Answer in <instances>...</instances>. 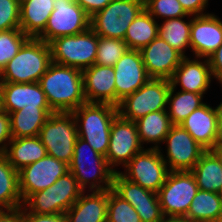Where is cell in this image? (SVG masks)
<instances>
[{"instance_id": "9a60e30c", "label": "cell", "mask_w": 222, "mask_h": 222, "mask_svg": "<svg viewBox=\"0 0 222 222\" xmlns=\"http://www.w3.org/2000/svg\"><path fill=\"white\" fill-rule=\"evenodd\" d=\"M67 172H69L68 164L49 155L23 167L18 171L23 202L31 194L49 188Z\"/></svg>"}, {"instance_id": "d590c367", "label": "cell", "mask_w": 222, "mask_h": 222, "mask_svg": "<svg viewBox=\"0 0 222 222\" xmlns=\"http://www.w3.org/2000/svg\"><path fill=\"white\" fill-rule=\"evenodd\" d=\"M28 39L21 29L0 31V73Z\"/></svg>"}, {"instance_id": "f6af8a7d", "label": "cell", "mask_w": 222, "mask_h": 222, "mask_svg": "<svg viewBox=\"0 0 222 222\" xmlns=\"http://www.w3.org/2000/svg\"><path fill=\"white\" fill-rule=\"evenodd\" d=\"M0 222H24L23 206L13 209H0Z\"/></svg>"}, {"instance_id": "484cf974", "label": "cell", "mask_w": 222, "mask_h": 222, "mask_svg": "<svg viewBox=\"0 0 222 222\" xmlns=\"http://www.w3.org/2000/svg\"><path fill=\"white\" fill-rule=\"evenodd\" d=\"M55 113L50 107H27L9 113L12 138L36 137L48 117Z\"/></svg>"}, {"instance_id": "6da1fadb", "label": "cell", "mask_w": 222, "mask_h": 222, "mask_svg": "<svg viewBox=\"0 0 222 222\" xmlns=\"http://www.w3.org/2000/svg\"><path fill=\"white\" fill-rule=\"evenodd\" d=\"M54 112L72 113L87 103L82 70L51 63L39 81Z\"/></svg>"}, {"instance_id": "7402d4cb", "label": "cell", "mask_w": 222, "mask_h": 222, "mask_svg": "<svg viewBox=\"0 0 222 222\" xmlns=\"http://www.w3.org/2000/svg\"><path fill=\"white\" fill-rule=\"evenodd\" d=\"M205 150H213L218 139V113L216 107L204 103L180 123Z\"/></svg>"}, {"instance_id": "ee69618b", "label": "cell", "mask_w": 222, "mask_h": 222, "mask_svg": "<svg viewBox=\"0 0 222 222\" xmlns=\"http://www.w3.org/2000/svg\"><path fill=\"white\" fill-rule=\"evenodd\" d=\"M90 17L104 9L112 0H74Z\"/></svg>"}, {"instance_id": "681fc988", "label": "cell", "mask_w": 222, "mask_h": 222, "mask_svg": "<svg viewBox=\"0 0 222 222\" xmlns=\"http://www.w3.org/2000/svg\"><path fill=\"white\" fill-rule=\"evenodd\" d=\"M222 87V85H221ZM217 113H218V120H222V102L218 106H216Z\"/></svg>"}, {"instance_id": "83f0119b", "label": "cell", "mask_w": 222, "mask_h": 222, "mask_svg": "<svg viewBox=\"0 0 222 222\" xmlns=\"http://www.w3.org/2000/svg\"><path fill=\"white\" fill-rule=\"evenodd\" d=\"M141 144H153L150 148L161 147L163 141L173 126L167 110L151 112L135 121Z\"/></svg>"}, {"instance_id": "2e32d148", "label": "cell", "mask_w": 222, "mask_h": 222, "mask_svg": "<svg viewBox=\"0 0 222 222\" xmlns=\"http://www.w3.org/2000/svg\"><path fill=\"white\" fill-rule=\"evenodd\" d=\"M112 190L136 210L141 222H159L164 217L157 193L131 182L120 172L114 173Z\"/></svg>"}, {"instance_id": "8d00e7d4", "label": "cell", "mask_w": 222, "mask_h": 222, "mask_svg": "<svg viewBox=\"0 0 222 222\" xmlns=\"http://www.w3.org/2000/svg\"><path fill=\"white\" fill-rule=\"evenodd\" d=\"M107 222H141V219L127 201L108 189Z\"/></svg>"}, {"instance_id": "5b68a950", "label": "cell", "mask_w": 222, "mask_h": 222, "mask_svg": "<svg viewBox=\"0 0 222 222\" xmlns=\"http://www.w3.org/2000/svg\"><path fill=\"white\" fill-rule=\"evenodd\" d=\"M84 191L69 171L49 188L31 194L23 207L36 214H65Z\"/></svg>"}, {"instance_id": "f546056e", "label": "cell", "mask_w": 222, "mask_h": 222, "mask_svg": "<svg viewBox=\"0 0 222 222\" xmlns=\"http://www.w3.org/2000/svg\"><path fill=\"white\" fill-rule=\"evenodd\" d=\"M158 36V21L144 8L129 25L124 37L128 49L141 50Z\"/></svg>"}, {"instance_id": "ba28073f", "label": "cell", "mask_w": 222, "mask_h": 222, "mask_svg": "<svg viewBox=\"0 0 222 222\" xmlns=\"http://www.w3.org/2000/svg\"><path fill=\"white\" fill-rule=\"evenodd\" d=\"M170 89L169 79L150 78L120 102L117 106L118 114L123 119L136 121L151 112L167 110Z\"/></svg>"}, {"instance_id": "f1b7e54d", "label": "cell", "mask_w": 222, "mask_h": 222, "mask_svg": "<svg viewBox=\"0 0 222 222\" xmlns=\"http://www.w3.org/2000/svg\"><path fill=\"white\" fill-rule=\"evenodd\" d=\"M191 172L200 190L222 192V161L213 150H206Z\"/></svg>"}, {"instance_id": "f35d334b", "label": "cell", "mask_w": 222, "mask_h": 222, "mask_svg": "<svg viewBox=\"0 0 222 222\" xmlns=\"http://www.w3.org/2000/svg\"><path fill=\"white\" fill-rule=\"evenodd\" d=\"M20 29V0H0V31Z\"/></svg>"}, {"instance_id": "f907efd6", "label": "cell", "mask_w": 222, "mask_h": 222, "mask_svg": "<svg viewBox=\"0 0 222 222\" xmlns=\"http://www.w3.org/2000/svg\"><path fill=\"white\" fill-rule=\"evenodd\" d=\"M215 222H222V212L219 214V216Z\"/></svg>"}, {"instance_id": "74e56055", "label": "cell", "mask_w": 222, "mask_h": 222, "mask_svg": "<svg viewBox=\"0 0 222 222\" xmlns=\"http://www.w3.org/2000/svg\"><path fill=\"white\" fill-rule=\"evenodd\" d=\"M144 8L158 21L188 16L179 0H144Z\"/></svg>"}, {"instance_id": "30bf717a", "label": "cell", "mask_w": 222, "mask_h": 222, "mask_svg": "<svg viewBox=\"0 0 222 222\" xmlns=\"http://www.w3.org/2000/svg\"><path fill=\"white\" fill-rule=\"evenodd\" d=\"M198 190L191 171H169L157 193L164 216H186Z\"/></svg>"}, {"instance_id": "7c38bea8", "label": "cell", "mask_w": 222, "mask_h": 222, "mask_svg": "<svg viewBox=\"0 0 222 222\" xmlns=\"http://www.w3.org/2000/svg\"><path fill=\"white\" fill-rule=\"evenodd\" d=\"M120 172L126 179L142 188L158 193L169 173L158 148H144Z\"/></svg>"}, {"instance_id": "bcb514c9", "label": "cell", "mask_w": 222, "mask_h": 222, "mask_svg": "<svg viewBox=\"0 0 222 222\" xmlns=\"http://www.w3.org/2000/svg\"><path fill=\"white\" fill-rule=\"evenodd\" d=\"M159 222H194L185 216H164Z\"/></svg>"}, {"instance_id": "836d02e7", "label": "cell", "mask_w": 222, "mask_h": 222, "mask_svg": "<svg viewBox=\"0 0 222 222\" xmlns=\"http://www.w3.org/2000/svg\"><path fill=\"white\" fill-rule=\"evenodd\" d=\"M203 94L170 89L167 102V112L173 125H180L191 112L202 106L205 102Z\"/></svg>"}, {"instance_id": "603a6c76", "label": "cell", "mask_w": 222, "mask_h": 222, "mask_svg": "<svg viewBox=\"0 0 222 222\" xmlns=\"http://www.w3.org/2000/svg\"><path fill=\"white\" fill-rule=\"evenodd\" d=\"M1 109L8 114L27 107H50L39 82H0Z\"/></svg>"}, {"instance_id": "7bdbcfd3", "label": "cell", "mask_w": 222, "mask_h": 222, "mask_svg": "<svg viewBox=\"0 0 222 222\" xmlns=\"http://www.w3.org/2000/svg\"><path fill=\"white\" fill-rule=\"evenodd\" d=\"M213 79L222 85V44L208 57Z\"/></svg>"}, {"instance_id": "cb8c5ba5", "label": "cell", "mask_w": 222, "mask_h": 222, "mask_svg": "<svg viewBox=\"0 0 222 222\" xmlns=\"http://www.w3.org/2000/svg\"><path fill=\"white\" fill-rule=\"evenodd\" d=\"M84 191L65 212L68 222H107L108 190Z\"/></svg>"}, {"instance_id": "e0dca14e", "label": "cell", "mask_w": 222, "mask_h": 222, "mask_svg": "<svg viewBox=\"0 0 222 222\" xmlns=\"http://www.w3.org/2000/svg\"><path fill=\"white\" fill-rule=\"evenodd\" d=\"M114 71L116 106L151 78L145 69L140 50L128 49L115 63Z\"/></svg>"}, {"instance_id": "3957f363", "label": "cell", "mask_w": 222, "mask_h": 222, "mask_svg": "<svg viewBox=\"0 0 222 222\" xmlns=\"http://www.w3.org/2000/svg\"><path fill=\"white\" fill-rule=\"evenodd\" d=\"M69 171L83 191L112 189L115 172L109 167L105 157L97 153L80 137L77 138L74 145V154L69 164Z\"/></svg>"}, {"instance_id": "9c48e42d", "label": "cell", "mask_w": 222, "mask_h": 222, "mask_svg": "<svg viewBox=\"0 0 222 222\" xmlns=\"http://www.w3.org/2000/svg\"><path fill=\"white\" fill-rule=\"evenodd\" d=\"M144 9V0H112L90 17V28L104 38L124 40L131 22Z\"/></svg>"}, {"instance_id": "ac0fdd59", "label": "cell", "mask_w": 222, "mask_h": 222, "mask_svg": "<svg viewBox=\"0 0 222 222\" xmlns=\"http://www.w3.org/2000/svg\"><path fill=\"white\" fill-rule=\"evenodd\" d=\"M183 57L172 77L169 79L171 87L197 94H207L213 77L208 58Z\"/></svg>"}, {"instance_id": "1f68e13d", "label": "cell", "mask_w": 222, "mask_h": 222, "mask_svg": "<svg viewBox=\"0 0 222 222\" xmlns=\"http://www.w3.org/2000/svg\"><path fill=\"white\" fill-rule=\"evenodd\" d=\"M23 206L19 189V174L4 154H0V209Z\"/></svg>"}, {"instance_id": "60d3db41", "label": "cell", "mask_w": 222, "mask_h": 222, "mask_svg": "<svg viewBox=\"0 0 222 222\" xmlns=\"http://www.w3.org/2000/svg\"><path fill=\"white\" fill-rule=\"evenodd\" d=\"M24 222H68L65 214L30 213L23 207Z\"/></svg>"}, {"instance_id": "8992f818", "label": "cell", "mask_w": 222, "mask_h": 222, "mask_svg": "<svg viewBox=\"0 0 222 222\" xmlns=\"http://www.w3.org/2000/svg\"><path fill=\"white\" fill-rule=\"evenodd\" d=\"M99 36L89 28L83 33L62 36L52 40V62L80 70L95 64Z\"/></svg>"}, {"instance_id": "d4e9b609", "label": "cell", "mask_w": 222, "mask_h": 222, "mask_svg": "<svg viewBox=\"0 0 222 222\" xmlns=\"http://www.w3.org/2000/svg\"><path fill=\"white\" fill-rule=\"evenodd\" d=\"M54 10V0H20V29L29 38H37Z\"/></svg>"}, {"instance_id": "ab89813d", "label": "cell", "mask_w": 222, "mask_h": 222, "mask_svg": "<svg viewBox=\"0 0 222 222\" xmlns=\"http://www.w3.org/2000/svg\"><path fill=\"white\" fill-rule=\"evenodd\" d=\"M11 140L10 116L5 110L0 109V154L5 153Z\"/></svg>"}, {"instance_id": "8fae6325", "label": "cell", "mask_w": 222, "mask_h": 222, "mask_svg": "<svg viewBox=\"0 0 222 222\" xmlns=\"http://www.w3.org/2000/svg\"><path fill=\"white\" fill-rule=\"evenodd\" d=\"M89 28L90 16L74 0H54V10L37 38L49 44L58 37L80 34Z\"/></svg>"}, {"instance_id": "7dc6e473", "label": "cell", "mask_w": 222, "mask_h": 222, "mask_svg": "<svg viewBox=\"0 0 222 222\" xmlns=\"http://www.w3.org/2000/svg\"><path fill=\"white\" fill-rule=\"evenodd\" d=\"M219 121L217 144H222V120Z\"/></svg>"}, {"instance_id": "c3c4849f", "label": "cell", "mask_w": 222, "mask_h": 222, "mask_svg": "<svg viewBox=\"0 0 222 222\" xmlns=\"http://www.w3.org/2000/svg\"><path fill=\"white\" fill-rule=\"evenodd\" d=\"M213 151L217 154V156L222 161V144H216V146L214 147Z\"/></svg>"}, {"instance_id": "4dcf8cb0", "label": "cell", "mask_w": 222, "mask_h": 222, "mask_svg": "<svg viewBox=\"0 0 222 222\" xmlns=\"http://www.w3.org/2000/svg\"><path fill=\"white\" fill-rule=\"evenodd\" d=\"M185 17H187L186 19L190 18L187 21L184 19ZM162 22V24L158 22V36L165 40L183 57H186V50L190 48L192 16L188 15L180 18H172L163 20Z\"/></svg>"}, {"instance_id": "4316f807", "label": "cell", "mask_w": 222, "mask_h": 222, "mask_svg": "<svg viewBox=\"0 0 222 222\" xmlns=\"http://www.w3.org/2000/svg\"><path fill=\"white\" fill-rule=\"evenodd\" d=\"M4 155L16 171L30 165L47 155L39 136L12 138Z\"/></svg>"}, {"instance_id": "816d5d0a", "label": "cell", "mask_w": 222, "mask_h": 222, "mask_svg": "<svg viewBox=\"0 0 222 222\" xmlns=\"http://www.w3.org/2000/svg\"><path fill=\"white\" fill-rule=\"evenodd\" d=\"M0 109H1V85H0Z\"/></svg>"}, {"instance_id": "b9f144b4", "label": "cell", "mask_w": 222, "mask_h": 222, "mask_svg": "<svg viewBox=\"0 0 222 222\" xmlns=\"http://www.w3.org/2000/svg\"><path fill=\"white\" fill-rule=\"evenodd\" d=\"M185 12L191 16L205 15L209 0H179ZM205 11V12H204Z\"/></svg>"}, {"instance_id": "52a82bcc", "label": "cell", "mask_w": 222, "mask_h": 222, "mask_svg": "<svg viewBox=\"0 0 222 222\" xmlns=\"http://www.w3.org/2000/svg\"><path fill=\"white\" fill-rule=\"evenodd\" d=\"M39 137L47 155L70 164L77 141V124L72 113L55 112L46 120Z\"/></svg>"}, {"instance_id": "4fadbf2b", "label": "cell", "mask_w": 222, "mask_h": 222, "mask_svg": "<svg viewBox=\"0 0 222 222\" xmlns=\"http://www.w3.org/2000/svg\"><path fill=\"white\" fill-rule=\"evenodd\" d=\"M144 147L140 142L135 121L123 119L118 114L111 123L109 146L105 157L109 167L115 173L121 172L118 167L121 165L124 168Z\"/></svg>"}, {"instance_id": "ffe728a7", "label": "cell", "mask_w": 222, "mask_h": 222, "mask_svg": "<svg viewBox=\"0 0 222 222\" xmlns=\"http://www.w3.org/2000/svg\"><path fill=\"white\" fill-rule=\"evenodd\" d=\"M140 52L145 69L151 78L170 79L183 58L159 36L144 46Z\"/></svg>"}, {"instance_id": "44dd1931", "label": "cell", "mask_w": 222, "mask_h": 222, "mask_svg": "<svg viewBox=\"0 0 222 222\" xmlns=\"http://www.w3.org/2000/svg\"><path fill=\"white\" fill-rule=\"evenodd\" d=\"M87 103H109L116 106L114 66L94 64L82 70Z\"/></svg>"}, {"instance_id": "277c9868", "label": "cell", "mask_w": 222, "mask_h": 222, "mask_svg": "<svg viewBox=\"0 0 222 222\" xmlns=\"http://www.w3.org/2000/svg\"><path fill=\"white\" fill-rule=\"evenodd\" d=\"M72 114L76 120L78 136L106 157L111 123L118 115L117 106L109 103H85Z\"/></svg>"}, {"instance_id": "7a4b0ae2", "label": "cell", "mask_w": 222, "mask_h": 222, "mask_svg": "<svg viewBox=\"0 0 222 222\" xmlns=\"http://www.w3.org/2000/svg\"><path fill=\"white\" fill-rule=\"evenodd\" d=\"M51 63L50 45L38 38H29L0 73V82H39Z\"/></svg>"}, {"instance_id": "5bb4252c", "label": "cell", "mask_w": 222, "mask_h": 222, "mask_svg": "<svg viewBox=\"0 0 222 222\" xmlns=\"http://www.w3.org/2000/svg\"><path fill=\"white\" fill-rule=\"evenodd\" d=\"M163 143L166 145V156L163 149L158 150L169 171H191L206 151L180 125L171 127Z\"/></svg>"}, {"instance_id": "e575fe53", "label": "cell", "mask_w": 222, "mask_h": 222, "mask_svg": "<svg viewBox=\"0 0 222 222\" xmlns=\"http://www.w3.org/2000/svg\"><path fill=\"white\" fill-rule=\"evenodd\" d=\"M127 50L124 40L99 36L95 64L114 66Z\"/></svg>"}, {"instance_id": "d6a6232c", "label": "cell", "mask_w": 222, "mask_h": 222, "mask_svg": "<svg viewBox=\"0 0 222 222\" xmlns=\"http://www.w3.org/2000/svg\"><path fill=\"white\" fill-rule=\"evenodd\" d=\"M221 212V193L199 189L185 217L194 222H215Z\"/></svg>"}, {"instance_id": "d6986e66", "label": "cell", "mask_w": 222, "mask_h": 222, "mask_svg": "<svg viewBox=\"0 0 222 222\" xmlns=\"http://www.w3.org/2000/svg\"><path fill=\"white\" fill-rule=\"evenodd\" d=\"M222 44V20L215 13L192 16L190 52L208 58Z\"/></svg>"}]
</instances>
